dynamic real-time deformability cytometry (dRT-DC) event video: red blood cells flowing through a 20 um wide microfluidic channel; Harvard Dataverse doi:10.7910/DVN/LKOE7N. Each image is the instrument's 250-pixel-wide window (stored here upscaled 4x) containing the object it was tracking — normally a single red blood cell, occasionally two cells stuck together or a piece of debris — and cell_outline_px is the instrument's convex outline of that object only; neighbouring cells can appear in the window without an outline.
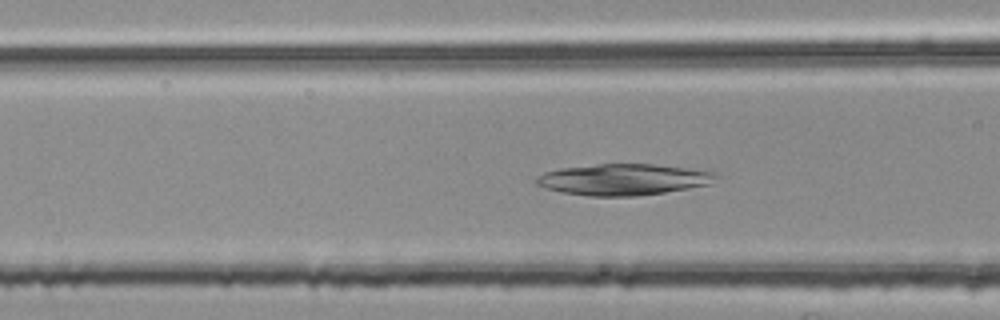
{"species": "common noctule bat (a hibernating species)", "species_latin": "Nyctalus noctula", "temperature_condition": "room temperature", "stored_images_in_passage": 52, "camera_frame_rate_fps": 3000, "um_per_image_px": 0.085, "animal": {"sex": "female", "body_mass_g": 25.1}, "frame": {"image": 1, "passage_image": 21, "time_ms": 6.667, "image_size_px": [1000, 320], "cell_outline_px": [[720, 176], [708, 184], [688, 188], [664, 192], [636, 196], [588, 196], [564, 192], [544, 188], [536, 184], [536, 180], [544, 172], [560, 168], [600, 164], [652, 164], [716, 172]], "centroid_in_image_um": [52.98, 15.26], "position_along_channel_um": 113.6, "area_um2": 32.37}}
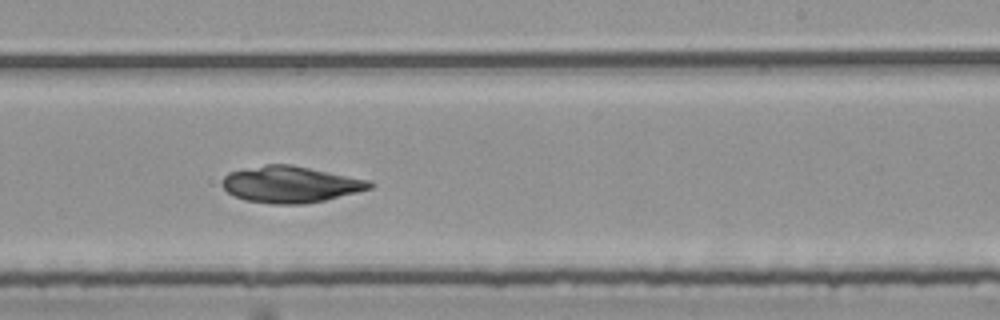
{"frame": {"image": 2, "passage_image": 33, "time_ms": 10.667, "image_size_px": [1000, 320], "cell_outline_px": [[376, 184], [372, 188], [324, 200], [304, 204], [272, 204], [244, 200], [228, 192], [220, 184], [224, 176], [228, 172], [268, 164], [292, 164], [368, 180]], "centroid_in_image_um": [24.67, 15.67], "position_along_channel_um": 264.3, "area_um2": 31.21}}
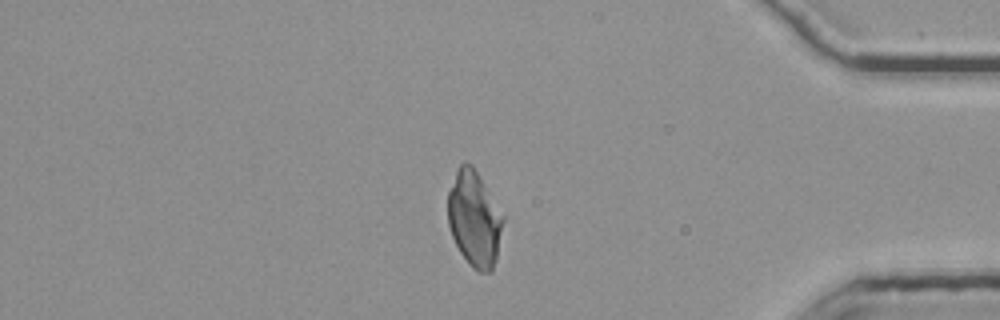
{"frame": {"image": 3, "passage_image": 46, "time_ms": 15.0, "image_size_px": [1000, 320], "cell_outline_px": [[504, 220], [496, 260], [492, 272], [480, 272], [472, 268], [468, 264], [460, 252], [452, 236], [448, 224], [448, 192], [456, 172], [460, 164], [464, 160], [472, 164], [504, 216]], "centroid_in_image_um": [40.32, 18.62], "position_along_channel_um": 394.9, "area_um2": 30.75}}